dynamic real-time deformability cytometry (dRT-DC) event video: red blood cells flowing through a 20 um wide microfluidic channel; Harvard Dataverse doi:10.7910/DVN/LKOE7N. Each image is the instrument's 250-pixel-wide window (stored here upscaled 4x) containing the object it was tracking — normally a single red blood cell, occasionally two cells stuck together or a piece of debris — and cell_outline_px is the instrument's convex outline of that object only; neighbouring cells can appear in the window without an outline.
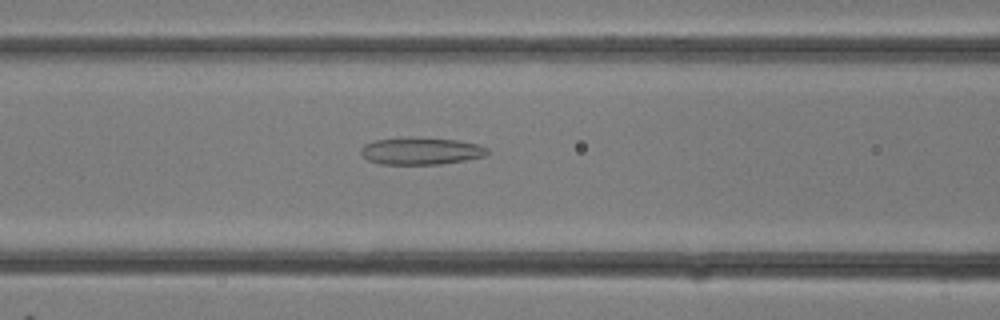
{"species": "common noctule bat (a hibernating species)", "species_latin": "Nyctalus noctula", "temperature_condition": "room temperature", "stored_images_in_passage": 22, "camera_frame_rate_fps": 3000, "um_per_image_px": 0.085, "animal": {"sex": "female"}, "frame": {"image": 1, "passage_image": 4, "time_ms": 1.0, "image_size_px": [1000, 320], "cell_outline_px": [[488, 152], [484, 156], [464, 160], [440, 164], [380, 164], [368, 160], [360, 152], [360, 148], [364, 144], [376, 140], [400, 136], [416, 136], [456, 140], [476, 144], [488, 148]], "centroid_in_image_um": [35.73, 12.81], "position_along_channel_um": 130.9, "area_um2": 20.29}}
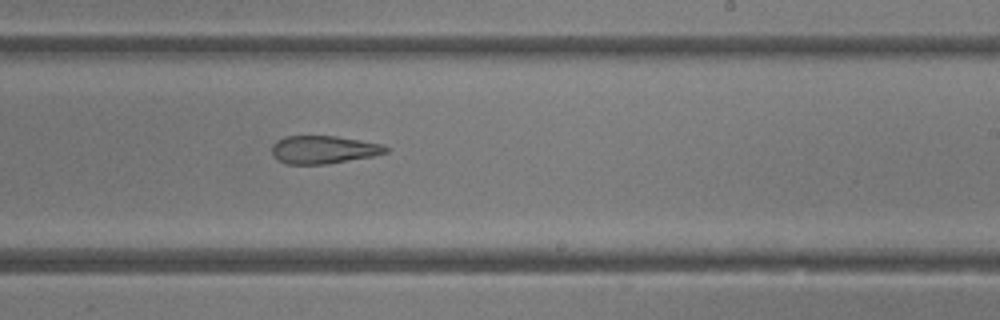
{"frame": {"image": 2, "passage_image": 10, "time_ms": 3.0, "image_size_px": [1000, 320], "cell_outline_px": [[388, 152], [372, 156], [324, 164], [288, 164], [276, 160], [272, 156], [272, 144], [276, 140], [284, 136], [336, 136], [384, 144], [388, 148]], "centroid_in_image_um": [27.46, 12.71], "position_along_channel_um": 261.5, "area_um2": 18.61}}
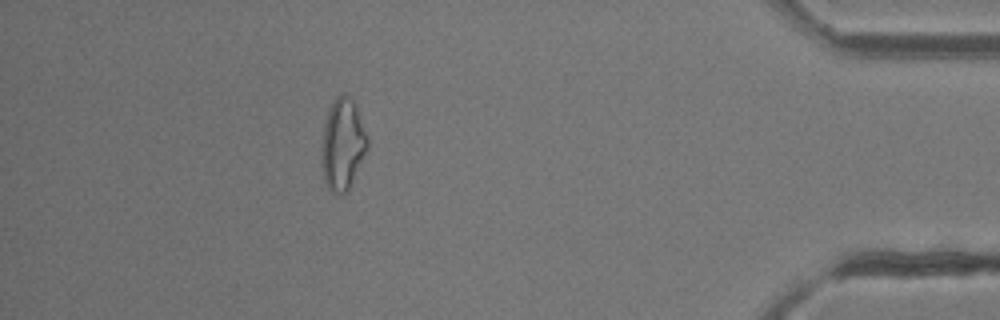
{"frame": {"image": 3, "passage_image": 19, "time_ms": 6.0, "image_size_px": [1000, 320], "cell_outline_px": [[368, 148], [348, 192], [332, 192], [328, 188], [324, 180], [320, 164], [320, 156], [324, 124], [328, 108], [336, 96], [344, 92], [356, 104], [368, 136]], "centroid_in_image_um": [29.12, 12.24], "position_along_channel_um": 406.1, "area_um2": 24.91}}